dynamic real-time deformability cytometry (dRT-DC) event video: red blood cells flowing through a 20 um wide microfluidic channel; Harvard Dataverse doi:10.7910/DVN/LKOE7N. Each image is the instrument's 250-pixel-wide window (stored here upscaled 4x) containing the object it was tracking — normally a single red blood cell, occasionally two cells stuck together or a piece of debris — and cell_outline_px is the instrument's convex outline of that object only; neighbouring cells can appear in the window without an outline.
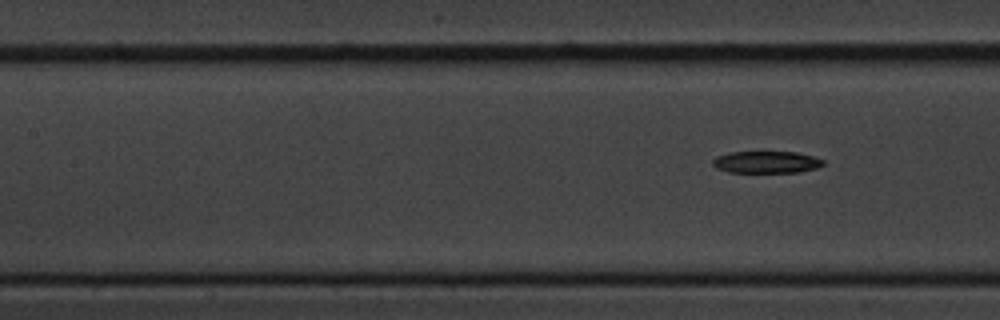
{"species": "common noctule bat (a hibernating species)", "species_latin": "Nyctalus noctula", "temperature_condition": "cold", "stored_images_in_passage": 7, "segment_of_instrument_passage": [2, 2], "camera_frame_rate_fps": 3000, "um_per_image_px": 0.085, "animal": {"sex": "male", "body_mass_g": 20.1, "forearm_length_mm": 53.5}, "frame": {"image": 1, "passage_image": 7, "time_ms": 8.0, "image_size_px": [1000, 320], "cell_outline_px": [[824, 164], [816, 168], [800, 172], [728, 172], [716, 168], [712, 164], [712, 160], [716, 156], [728, 152], [796, 152], [812, 156], [824, 160]], "centroid_in_image_um": [65.11, 13.78], "position_along_channel_um": 142.3, "area_um2": 14.16}}